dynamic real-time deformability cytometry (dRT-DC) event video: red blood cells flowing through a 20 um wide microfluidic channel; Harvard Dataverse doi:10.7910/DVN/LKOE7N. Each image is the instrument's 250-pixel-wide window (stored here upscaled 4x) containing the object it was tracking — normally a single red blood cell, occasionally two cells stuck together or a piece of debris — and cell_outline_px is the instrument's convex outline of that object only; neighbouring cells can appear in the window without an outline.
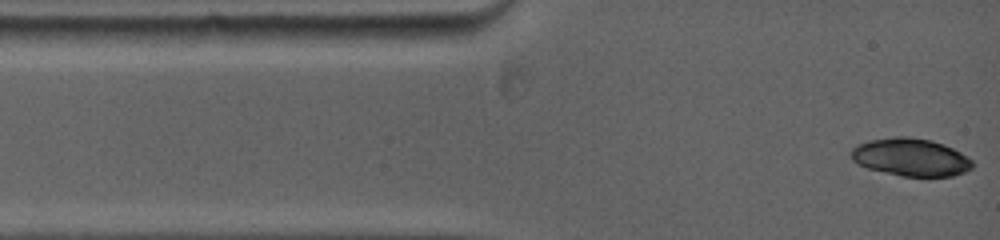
{"species": "common noctule bat (a hibernating species)", "species_latin": "Nyctalus noctula", "temperature_condition": "warm", "stored_images_in_passage": 6, "camera_frame_rate_fps": 5000, "um_per_image_px": 0.085, "animal": {"sex": "female", "body_mass_g": 19.0, "forearm_length_mm": 53.3}, "frame": {"image": 1, "passage_image": 1, "time_ms": 0.0, "image_size_px": [1000, 240], "cell_outline_px": [[972, 168], [964, 172], [952, 176], [900, 176], [868, 168], [852, 160], [848, 152], [852, 148], [868, 140], [896, 136], [908, 136], [932, 140], [944, 144], [960, 152], [972, 160]], "centroid_in_image_um": [77.39, 13.35], "position_along_channel_um": 7.6, "area_um2": 26.7}}